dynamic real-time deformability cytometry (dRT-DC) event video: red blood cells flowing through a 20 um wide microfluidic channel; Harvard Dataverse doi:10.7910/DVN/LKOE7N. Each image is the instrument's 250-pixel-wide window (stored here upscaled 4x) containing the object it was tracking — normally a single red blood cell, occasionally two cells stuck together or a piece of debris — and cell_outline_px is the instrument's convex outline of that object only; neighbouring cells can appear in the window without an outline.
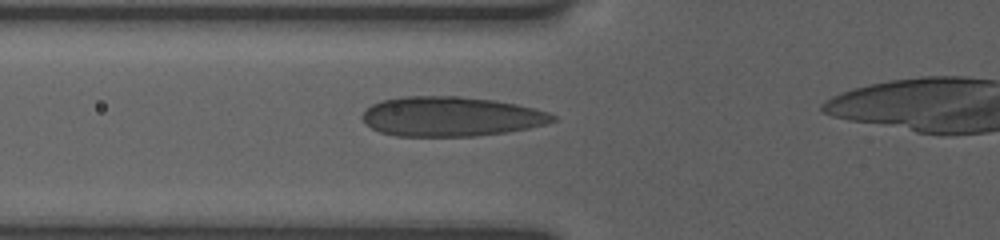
{"species": "human", "species_latin": "Homo sapiens", "temperature_condition": "room temperature", "stored_images_in_passage": 5, "camera_frame_rate_fps": 3000, "um_per_image_px": 0.085, "donor": {"sex": "female"}, "frame": {"image": 1, "passage_image": 2, "time_ms": 0.667, "image_size_px": [1000, 240], "cell_outline_px": [[556, 120], [544, 124], [528, 128], [504, 132], [476, 136], [396, 136], [380, 132], [364, 124], [360, 116], [372, 104], [380, 100], [404, 96], [456, 96], [496, 100], [516, 104], [548, 112], [556, 116]], "centroid_in_image_um": [38.28, 9.9], "position_along_channel_um": 87.5, "area_um2": 44.04}}
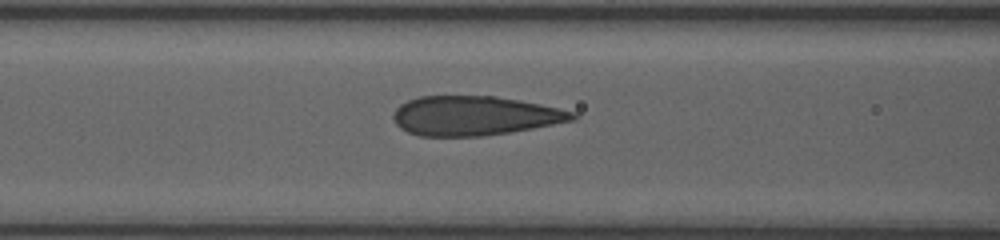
{"frame": {"image": 2, "passage_image": 4, "time_ms": 1.667, "image_size_px": [1000, 240], "cell_outline_px": [[576, 120], [532, 128], [484, 136], [420, 136], [408, 132], [400, 128], [396, 124], [392, 116], [396, 108], [400, 104], [408, 100], [420, 96], [492, 96], [520, 100], [540, 104], [576, 112]], "centroid_in_image_um": [40.32, 9.84], "position_along_channel_um": 126.3, "area_um2": 41.04}}